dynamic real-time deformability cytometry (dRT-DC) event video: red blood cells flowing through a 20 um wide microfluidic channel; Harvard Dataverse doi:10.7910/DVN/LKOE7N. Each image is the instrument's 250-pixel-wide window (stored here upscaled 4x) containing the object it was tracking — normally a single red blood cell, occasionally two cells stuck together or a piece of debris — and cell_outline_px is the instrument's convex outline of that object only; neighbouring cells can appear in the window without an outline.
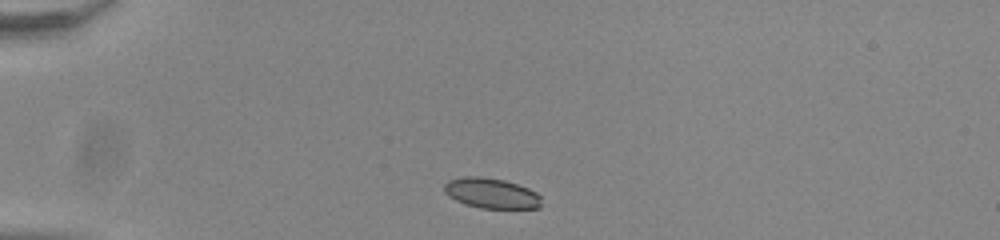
{"species": "common noctule bat (a hibernating species)", "species_latin": "Nyctalus noctula", "temperature_condition": "room temperature", "stored_images_in_passage": 41, "camera_frame_rate_fps": 3000, "um_per_image_px": 0.085, "animal": {"sex": "male", "body_mass_g": 20.0, "forearm_length_mm": 53.3}, "frame": {"image": 1, "passage_image": 1, "time_ms": 0.0, "image_size_px": [1000, 240], "cell_outline_px": [[540, 208], [480, 208], [464, 204], [448, 196], [444, 192], [444, 184], [448, 180], [464, 176], [480, 176], [504, 180], [528, 188], [536, 192], [540, 196]], "centroid_in_image_um": [41.73, 16.42], "position_along_channel_um": 43.3, "area_um2": 17.17}}
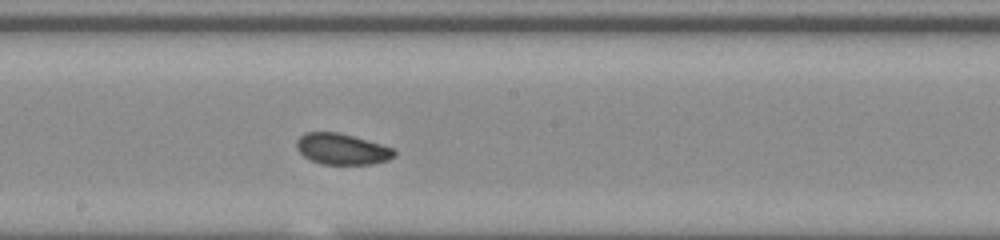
{"frame": {"image": 2, "passage_image": 18, "time_ms": 5.667, "image_size_px": [1000, 240], "cell_outline_px": [[396, 156], [388, 160], [372, 164], [320, 164], [304, 156], [296, 148], [296, 140], [304, 132], [336, 132], [352, 136], [396, 148]], "centroid_in_image_um": [29.09, 12.67], "position_along_channel_um": 219.1, "area_um2": 17.74}}
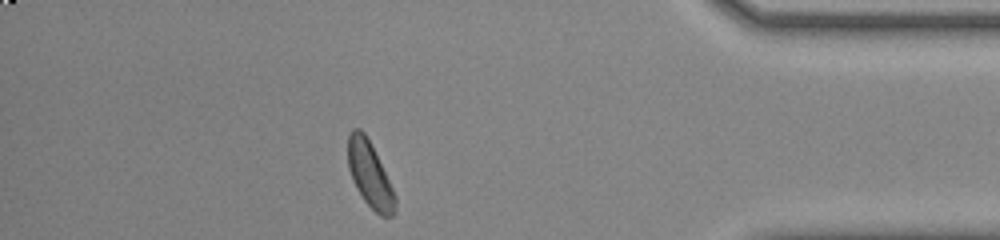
{"frame": {"image": 3, "passage_image": 35, "time_ms": 11.333, "image_size_px": [1000, 240], "cell_outline_px": [[396, 212], [392, 216], [380, 216], [364, 200], [356, 188], [352, 180], [348, 168], [348, 136], [352, 128], [360, 128], [364, 132], [396, 196]], "centroid_in_image_um": [31.42, 14.86], "position_along_channel_um": 403.8, "area_um2": 17.63}, "authors_computed_cell_mechanics": {"area_um2": 17.8602, "velocity_mm_per_s": 3.8263, "shape_relaxation_time_tau1_ms": 5.931, "shape_relaxation_time_tau2_ms": 5.1259, "deformation_change_tau1": 0.1141, "deformation_change_tau2": 0.0854}}